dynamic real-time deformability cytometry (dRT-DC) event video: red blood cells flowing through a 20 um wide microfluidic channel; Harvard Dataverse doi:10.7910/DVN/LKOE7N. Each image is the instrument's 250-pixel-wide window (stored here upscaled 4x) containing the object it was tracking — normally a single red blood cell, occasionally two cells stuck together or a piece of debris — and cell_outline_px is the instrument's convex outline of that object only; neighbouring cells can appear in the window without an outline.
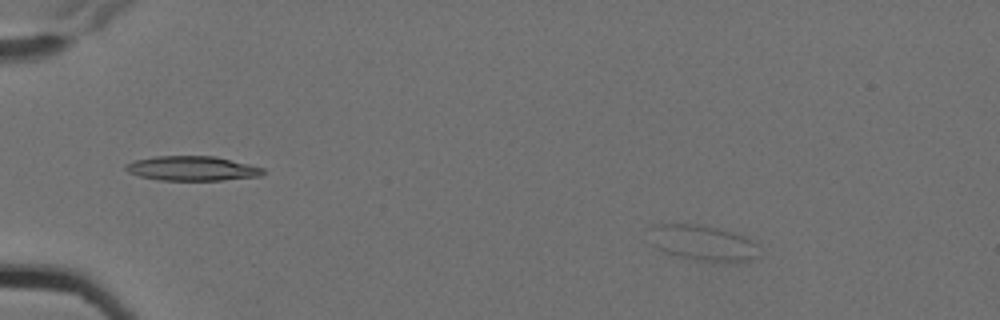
{"species": "Egyptian fruit bat (a non-hibernating species)", "species_latin": "Rousettus aegyptiacus", "temperature_condition": "cold", "stored_images_in_passage": 5, "camera_frame_rate_fps": 3000, "um_per_image_px": 0.085, "animal": {"sex": "female"}, "frame": {"image": 1, "passage_image": 2, "time_ms": 0.333, "image_size_px": [1000, 320], "cell_outline_px": [[760, 256], [752, 260], [696, 260], [676, 256], [664, 252], [656, 248], [652, 244], [648, 228], [652, 224], [700, 224], [732, 232], [744, 236], [752, 244]], "centroid_in_image_um": [59.61, 20.62], "position_along_channel_um": 25.4, "area_um2": 22.25}}
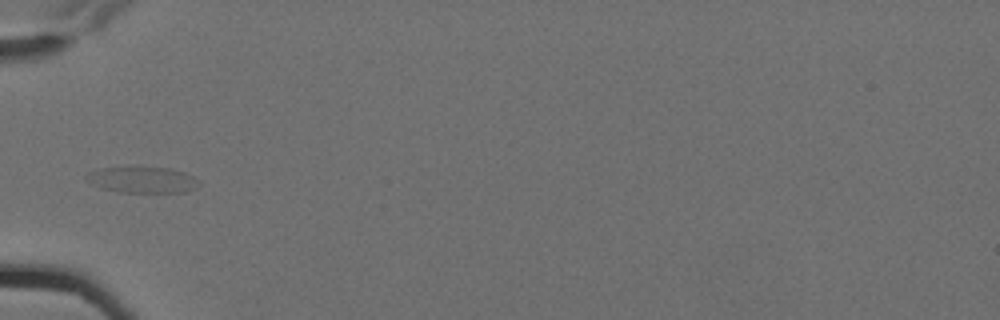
{"frame": {"image": 2, "passage_image": 5, "time_ms": 1.333, "image_size_px": [1000, 320], "cell_outline_px": [[200, 184], [184, 192], [120, 192], [100, 188], [84, 180], [84, 176], [88, 172], [100, 168], [168, 168], [184, 172], [200, 180]], "centroid_in_image_um": [12.05, 15.29], "position_along_channel_um": 73.0, "area_um2": 16.94}}